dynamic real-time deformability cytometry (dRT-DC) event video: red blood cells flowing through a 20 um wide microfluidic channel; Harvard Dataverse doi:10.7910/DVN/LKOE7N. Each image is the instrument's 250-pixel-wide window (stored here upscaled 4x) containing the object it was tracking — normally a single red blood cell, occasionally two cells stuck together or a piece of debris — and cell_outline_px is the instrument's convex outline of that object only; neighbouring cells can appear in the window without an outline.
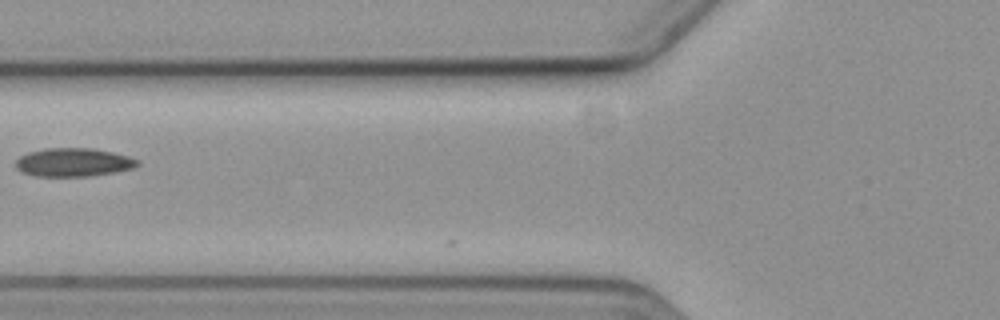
{"species": "common noctule bat (a hibernating species)", "species_latin": "Nyctalus noctula", "temperature_condition": "cold", "stored_images_in_passage": 3, "camera_frame_rate_fps": 3000, "um_per_image_px": 0.085, "animal": {"sex": "female", "body_mass_g": 19.3, "forearm_length_mm": 54.1}, "frame": {"image": 1, "passage_image": 3, "time_ms": 2.333, "image_size_px": [1000, 320], "cell_outline_px": [[140, 164], [132, 168], [116, 172], [88, 176], [36, 176], [20, 172], [16, 168], [16, 160], [20, 156], [28, 152], [44, 148], [92, 148], [112, 152], [128, 156], [140, 160]], "centroid_in_image_um": [6.23, 13.79], "position_along_channel_um": 119.6, "area_um2": 20.29}}